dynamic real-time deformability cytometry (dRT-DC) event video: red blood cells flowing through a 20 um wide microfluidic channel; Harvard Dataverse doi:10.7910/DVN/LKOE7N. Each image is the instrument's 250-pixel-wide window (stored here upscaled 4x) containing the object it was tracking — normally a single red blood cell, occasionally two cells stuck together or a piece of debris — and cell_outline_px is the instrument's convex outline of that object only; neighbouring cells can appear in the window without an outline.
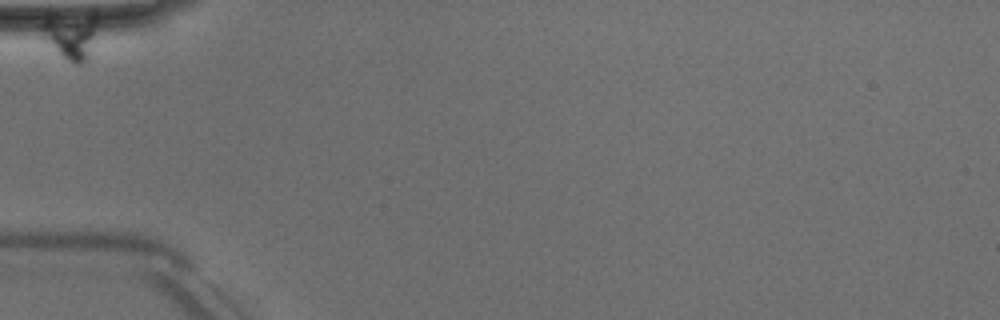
{"species": "Egyptian fruit bat (a non-hibernating species)", "species_latin": "Rousettus aegyptiacus", "temperature_condition": "room temperature", "stored_images_in_passage": 2, "camera_frame_rate_fps": 3000, "um_per_image_px": 0.085, "animal": {"sex": "male"}, "frame": {"image": 1, "passage_image": 1, "time_ms": 0.0, "image_size_px": [1000, 320], "cell_outline_px": [[96, 20], [88, 60], [80, 64], [76, 64], [68, 60], [44, 40], [40, 36], [40, 24], [48, 12], [52, 12]], "centroid_in_image_um": [5.84, 3.02], "position_along_channel_um": 79.2, "area_um2": 14.62}}